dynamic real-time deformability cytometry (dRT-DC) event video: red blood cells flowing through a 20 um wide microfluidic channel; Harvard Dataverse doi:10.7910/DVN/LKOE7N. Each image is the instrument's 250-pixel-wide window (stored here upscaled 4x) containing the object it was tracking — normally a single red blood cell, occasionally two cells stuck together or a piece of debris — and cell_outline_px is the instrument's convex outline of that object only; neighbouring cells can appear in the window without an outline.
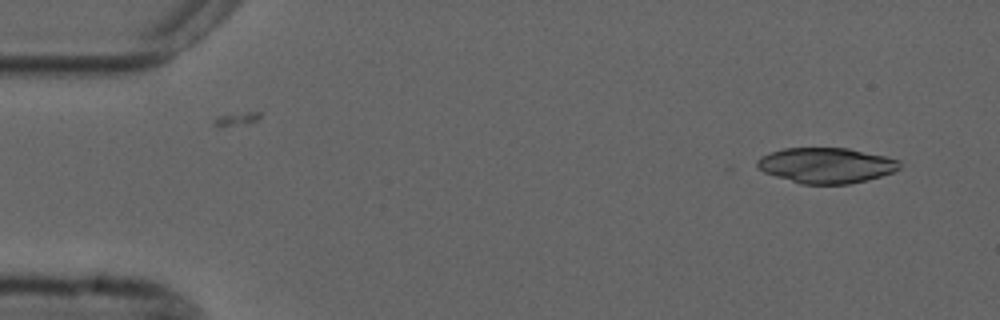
{"species": "common noctule bat (a hibernating species)", "species_latin": "Nyctalus noctula", "temperature_condition": "cold", "stored_images_in_passage": 51, "camera_frame_rate_fps": 3000, "um_per_image_px": 0.085, "animal": {"sex": "male", "forearm_length_mm": 52.5}, "frame": {"image": 1, "passage_image": 1, "time_ms": 0.0, "image_size_px": [1000, 320], "cell_outline_px": [[900, 168], [892, 172], [868, 180], [848, 184], [800, 184], [764, 172], [756, 164], [756, 160], [760, 156], [784, 148], [848, 148], [884, 156], [900, 160]], "centroid_in_image_um": [70.22, 14.06], "position_along_channel_um": 14.8, "area_um2": 29.3}}